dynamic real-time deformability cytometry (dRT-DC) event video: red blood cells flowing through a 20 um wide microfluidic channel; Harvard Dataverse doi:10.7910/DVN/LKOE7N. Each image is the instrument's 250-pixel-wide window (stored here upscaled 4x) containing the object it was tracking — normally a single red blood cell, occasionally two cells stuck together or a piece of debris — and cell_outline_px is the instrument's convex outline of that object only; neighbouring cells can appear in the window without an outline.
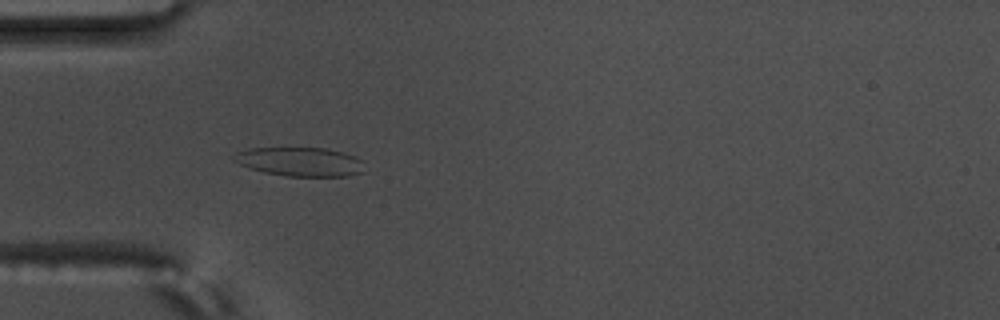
{"species": "common noctule bat (a hibernating species)", "species_latin": "Nyctalus noctula", "temperature_condition": "warm", "stored_images_in_passage": 44, "camera_frame_rate_fps": 3000, "um_per_image_px": 0.085, "animal": {"sex": "male", "body_mass_g": 17.5, "forearm_length_mm": 52.3}, "frame": {"image": 1, "passage_image": 6, "time_ms": 1.667, "image_size_px": [1000, 320], "cell_outline_px": [[364, 172], [348, 176], [288, 176], [264, 172], [248, 168], [232, 160], [232, 156], [236, 152], [248, 148], [328, 148], [344, 152], [356, 156], [360, 160]], "centroid_in_image_um": [25.48, 13.74], "position_along_channel_um": 59.5, "area_um2": 22.14}}
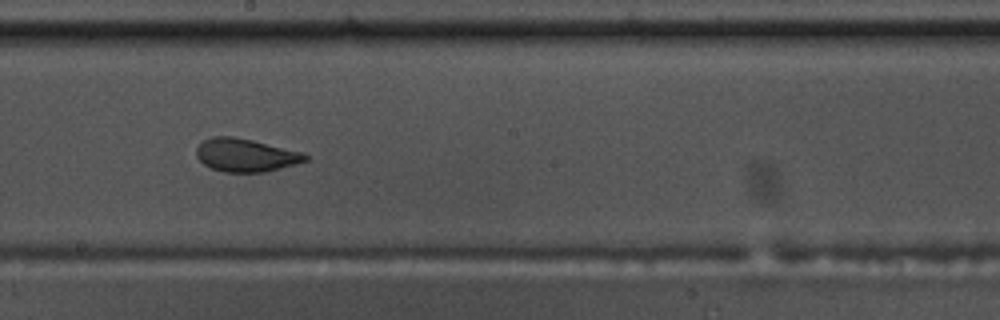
{"frame": {"image": 2, "passage_image": 20, "time_ms": 6.333, "image_size_px": [1000, 320], "cell_outline_px": [[308, 160], [296, 164], [264, 172], [224, 172], [212, 168], [204, 164], [196, 156], [196, 148], [204, 140], [212, 136], [232, 136], [252, 140], [304, 152], [308, 156]], "centroid_in_image_um": [20.89, 13.18], "position_along_channel_um": 227.3, "area_um2": 20.98}}
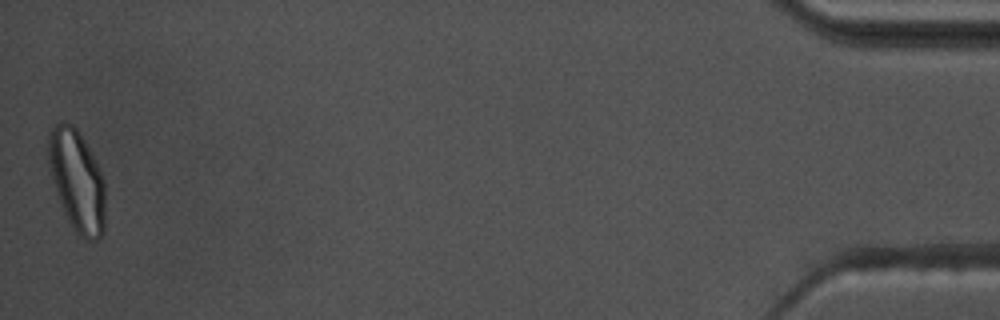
{"frame": {"image": 3, "passage_image": 44, "time_ms": 14.333, "image_size_px": [1000, 320], "cell_outline_px": [[104, 232], [96, 240], [84, 240], [72, 228], [60, 204], [52, 176], [48, 160], [48, 132], [60, 120], [64, 120], [72, 124], [76, 128], [84, 140], [100, 172], [104, 184]], "centroid_in_image_um": [6.52, 15.35], "position_along_channel_um": 428.7, "area_um2": 33.29}, "authors_computed_cell_mechanics": {"area_um2": 22.1952, "velocity_mm_per_s": 3.6831, "shape_relaxation_time_tau1_ms": 10.3015, "shape_relaxation_time_tau2_ms": 1.0231, "deformation_change_tau1": 0.2608, "deformation_change_tau2": 0.0639}}